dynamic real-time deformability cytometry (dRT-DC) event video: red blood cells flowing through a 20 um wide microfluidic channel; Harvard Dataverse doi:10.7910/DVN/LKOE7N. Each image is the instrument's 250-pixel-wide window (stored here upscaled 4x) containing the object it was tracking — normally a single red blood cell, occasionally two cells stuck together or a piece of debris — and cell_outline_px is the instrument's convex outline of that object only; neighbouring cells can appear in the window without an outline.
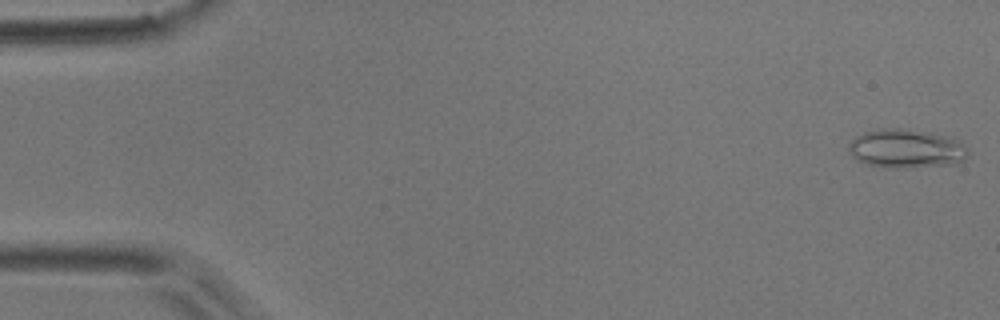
{"species": "common noctule bat (a hibernating species)", "species_latin": "Nyctalus noctula", "temperature_condition": "room temperature", "stored_images_in_passage": 54, "camera_frame_rate_fps": 3000, "um_per_image_px": 0.085, "animal": {"sex": "male", "body_mass_g": 17.9}, "frame": {"image": 1, "passage_image": 1, "time_ms": 0.0, "image_size_px": [1000, 320], "cell_outline_px": [[968, 156], [960, 164], [900, 168], [868, 164], [856, 160], [852, 156], [848, 148], [848, 144], [856, 136], [864, 132], [880, 128], [912, 128], [960, 140], [968, 148]], "centroid_in_image_um": [77.07, 12.62], "position_along_channel_um": 7.9, "area_um2": 27.34}}
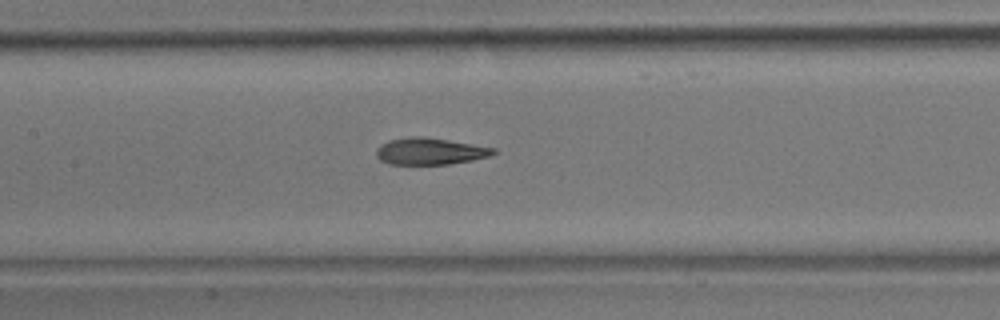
{"frame": {"image": 2, "passage_image": 25, "time_ms": 8.0, "image_size_px": [1000, 320], "cell_outline_px": [[500, 152], [488, 156], [472, 160], [448, 164], [388, 164], [380, 160], [376, 156], [376, 148], [380, 144], [388, 140], [412, 136], [424, 136], [496, 148]], "centroid_in_image_um": [36.53, 12.85], "position_along_channel_um": 170.9, "area_um2": 18.38}}
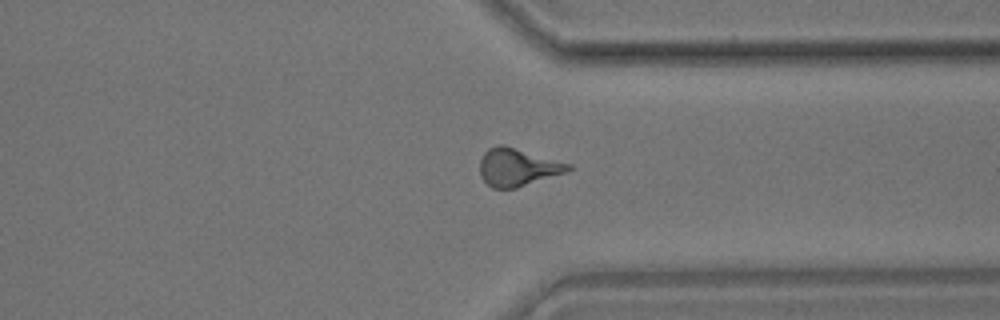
{"frame": {"image": 3, "passage_image": 41, "time_ms": 13.333, "image_size_px": [1000, 320], "cell_outline_px": [[572, 168], [568, 172], [516, 188], [492, 188], [480, 176], [480, 160], [484, 152], [488, 148], [500, 144], [504, 144], [572, 164]], "centroid_in_image_um": [44.01, 14.2], "position_along_channel_um": 367.4, "area_um2": 19.59}, "authors_computed_cell_mechanics": {"area_um2": 18.9295, "velocity_mm_per_s": 3.7046, "shape_relaxation_time_tau1_ms": 7.1057, "shape_relaxation_time_tau2_ms": 2.469, "deformation_change_tau1": 0.196, "deformation_change_tau2": 0.112}}